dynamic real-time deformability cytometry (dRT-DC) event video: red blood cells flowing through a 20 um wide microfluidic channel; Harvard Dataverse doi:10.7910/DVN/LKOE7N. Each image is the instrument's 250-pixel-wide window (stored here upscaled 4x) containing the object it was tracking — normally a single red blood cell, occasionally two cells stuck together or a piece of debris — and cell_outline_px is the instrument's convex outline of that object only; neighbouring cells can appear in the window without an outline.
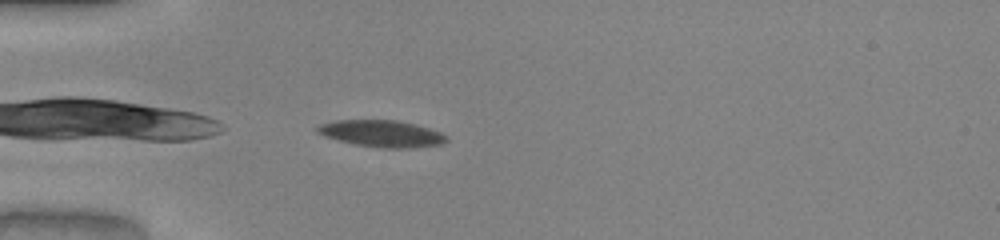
{"species": "common noctule bat (a hibernating species)", "species_latin": "Nyctalus noctula", "temperature_condition": "warm", "stored_images_in_passage": 37, "camera_frame_rate_fps": 3000, "um_per_image_px": 0.085, "animal": {"sex": "male", "body_mass_g": 20.0, "forearm_length_mm": 53.3}, "frame": {"image": 1, "passage_image": 1, "time_ms": 0.0, "image_size_px": [1000, 240], "cell_outline_px": [[448, 140], [440, 144], [412, 148], [384, 148], [356, 144], [324, 136], [316, 132], [316, 128], [320, 124], [336, 120], [396, 120], [416, 124], [440, 132], [448, 136]], "centroid_in_image_um": [32.46, 11.35], "position_along_channel_um": 52.5, "area_um2": 20.0}}
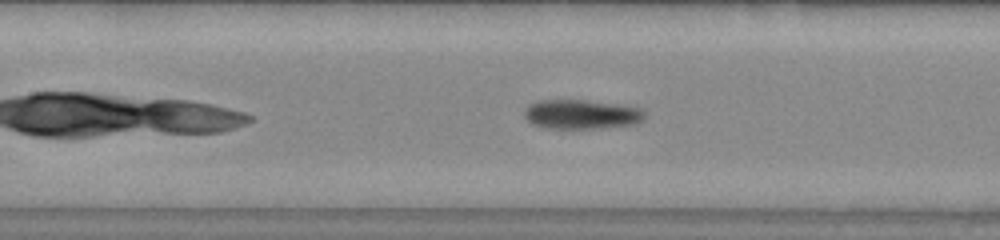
{"frame": {"image": 2, "passage_image": 10, "time_ms": 3.0, "image_size_px": [1000, 240], "cell_outline_px": [[644, 116], [636, 124], [600, 128], [548, 128], [532, 124], [524, 116], [524, 108], [528, 104], [540, 100], [584, 100], [620, 104], [640, 108], [644, 112]], "centroid_in_image_um": [49.39, 9.71], "position_along_channel_um": 158.0, "area_um2": 20.58}}
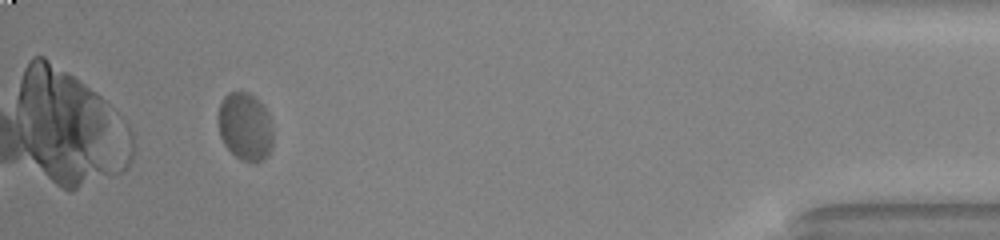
{"frame": {"image": 3, "passage_image": 34, "time_ms": 11.0, "image_size_px": [1000, 240], "cell_outline_px": [[272, 148], [268, 156], [264, 160], [240, 160], [224, 144], [220, 136], [220, 104], [224, 96], [228, 92], [248, 92], [256, 96], [264, 104], [268, 112], [272, 128]], "centroid_in_image_um": [20.88, 10.73], "position_along_channel_um": 414.3, "area_um2": 21.62}, "authors_computed_cell_mechanics": {"area_um2": 20.808, "velocity_mm_per_s": 3.9624, "shape_relaxation_time_tau1_ms": 6.4669, "shape_relaxation_time_tau2_ms": null, "deformation_change_tau1": 0.2027, "deformation_change_tau2": null}}